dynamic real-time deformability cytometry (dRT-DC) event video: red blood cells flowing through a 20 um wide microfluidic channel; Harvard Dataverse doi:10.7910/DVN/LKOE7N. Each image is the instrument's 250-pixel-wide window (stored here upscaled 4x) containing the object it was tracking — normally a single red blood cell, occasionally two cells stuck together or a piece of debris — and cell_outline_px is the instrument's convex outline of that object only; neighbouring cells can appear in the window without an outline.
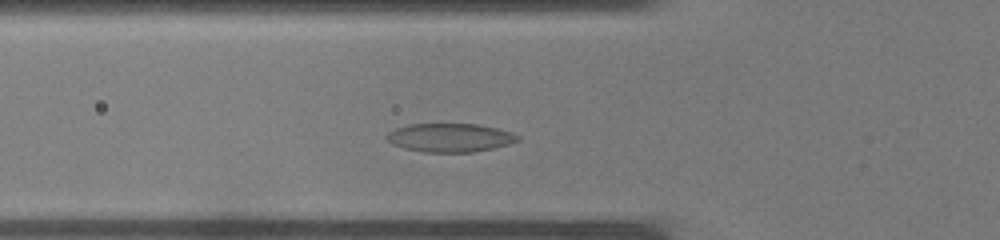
{"species": "common noctule bat (a hibernating species)", "species_latin": "Nyctalus noctula", "temperature_condition": "warm", "stored_images_in_passage": 31, "camera_frame_rate_fps": 3000, "um_per_image_px": 0.085, "animal": {"sex": "male", "body_mass_g": 19.0, "forearm_length_mm": 50.8}, "frame": {"image": 1, "passage_image": 6, "time_ms": 1.667, "image_size_px": [1000, 240], "cell_outline_px": [[520, 140], [508, 144], [492, 148], [472, 152], [424, 152], [404, 148], [392, 144], [384, 136], [388, 132], [396, 128], [408, 124], [476, 124], [496, 128], [512, 132], [520, 136]], "centroid_in_image_um": [38.23, 11.7], "position_along_channel_um": 87.6, "area_um2": 21.79}}
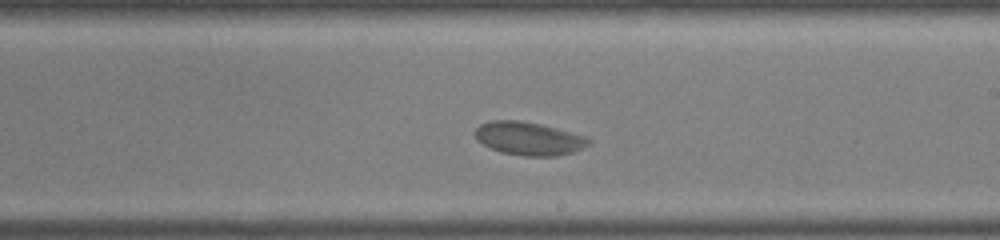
{"frame": {"image": 2, "passage_image": 15, "time_ms": 4.667, "image_size_px": [1000, 240], "cell_outline_px": [[592, 144], [584, 148], [572, 152], [556, 156], [524, 156], [500, 152], [476, 140], [476, 128], [480, 124], [492, 120], [516, 120], [540, 124], [584, 136], [592, 140]], "centroid_in_image_um": [44.96, 11.78], "position_along_channel_um": 244.0, "area_um2": 21.85}}
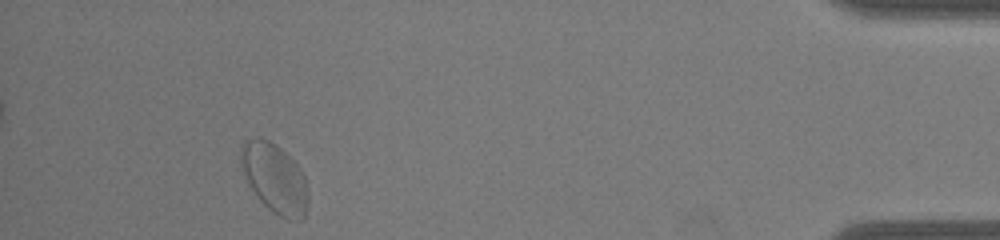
{"frame": {"image": 3, "passage_image": 28, "time_ms": 9.0, "image_size_px": [1000, 240], "cell_outline_px": [[308, 204], [304, 216], [300, 220], [288, 220], [272, 212], [256, 196], [244, 176], [240, 164], [240, 148], [244, 140], [260, 136], [276, 144], [300, 168], [304, 176], [308, 192]], "centroid_in_image_um": [23.33, 15.14], "position_along_channel_um": 411.9, "area_um2": 27.4}}